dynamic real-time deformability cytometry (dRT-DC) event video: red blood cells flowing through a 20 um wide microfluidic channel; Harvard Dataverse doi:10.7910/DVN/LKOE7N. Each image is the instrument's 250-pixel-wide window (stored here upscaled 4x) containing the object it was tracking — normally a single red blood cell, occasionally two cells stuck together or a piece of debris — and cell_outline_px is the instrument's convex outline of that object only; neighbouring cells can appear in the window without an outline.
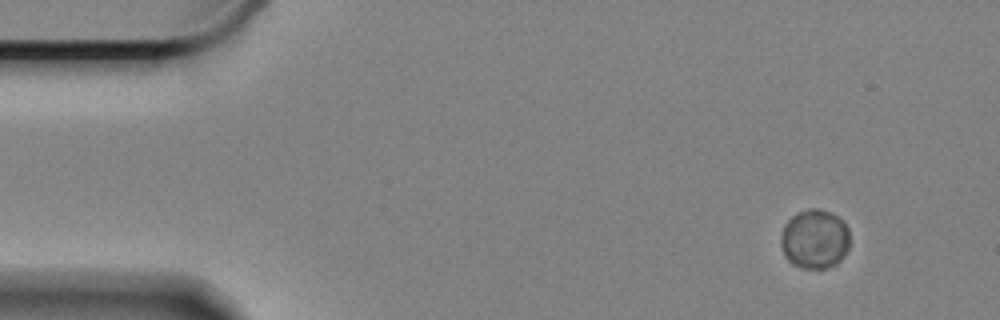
{"species": "Egyptian fruit bat (a non-hibernating species)", "species_latin": "Rousettus aegyptiacus", "temperature_condition": "cold", "stored_images_in_passage": 56, "camera_frame_rate_fps": 3000, "um_per_image_px": 0.085, "animal": {"sex": "female"}, "frame": {"image": 1, "passage_image": 1, "time_ms": 0.0, "image_size_px": [1000, 320], "cell_outline_px": [[848, 248], [844, 256], [836, 264], [824, 268], [800, 268], [792, 264], [784, 256], [780, 244], [780, 240], [784, 224], [792, 216], [808, 208], [816, 208], [828, 212], [836, 216], [848, 228]], "centroid_in_image_um": [69.21, 20.34], "position_along_channel_um": 15.8, "area_um2": 23.7}}
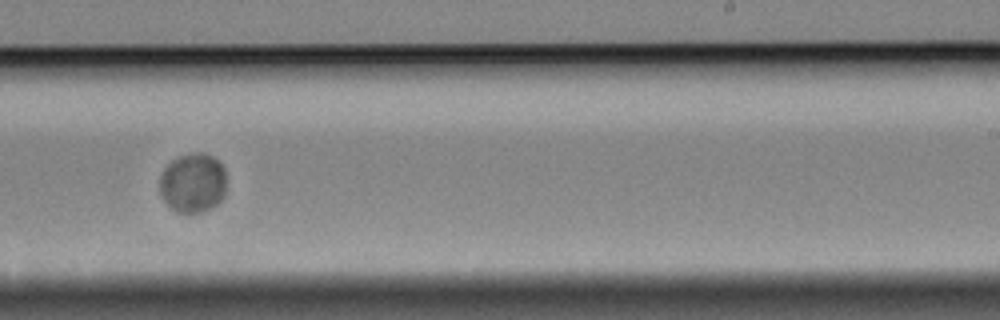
{"frame": {"image": 2, "passage_image": 33, "time_ms": 10.667, "image_size_px": [1000, 320], "cell_outline_px": [[224, 196], [216, 204], [200, 212], [176, 212], [164, 200], [160, 192], [160, 176], [164, 168], [172, 160], [180, 156], [192, 152], [200, 152], [212, 156], [224, 168]], "centroid_in_image_um": [16.37, 15.53], "position_along_channel_um": 272.6, "area_um2": 22.77}}
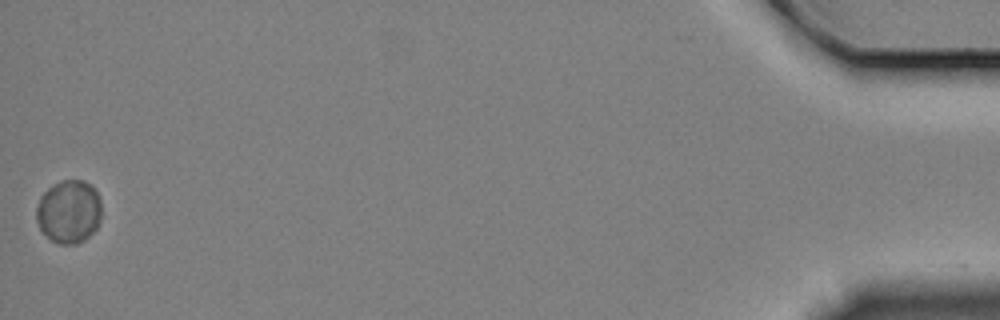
{"frame": {"image": 3, "passage_image": 56, "time_ms": 18.333, "image_size_px": [1000, 320], "cell_outline_px": [[100, 220], [96, 228], [84, 240], [76, 244], [60, 244], [52, 240], [40, 228], [36, 220], [36, 208], [40, 196], [48, 188], [60, 180], [84, 180], [96, 192], [100, 200]], "centroid_in_image_um": [5.83, 17.98], "position_along_channel_um": 429.4, "area_um2": 23.81}}